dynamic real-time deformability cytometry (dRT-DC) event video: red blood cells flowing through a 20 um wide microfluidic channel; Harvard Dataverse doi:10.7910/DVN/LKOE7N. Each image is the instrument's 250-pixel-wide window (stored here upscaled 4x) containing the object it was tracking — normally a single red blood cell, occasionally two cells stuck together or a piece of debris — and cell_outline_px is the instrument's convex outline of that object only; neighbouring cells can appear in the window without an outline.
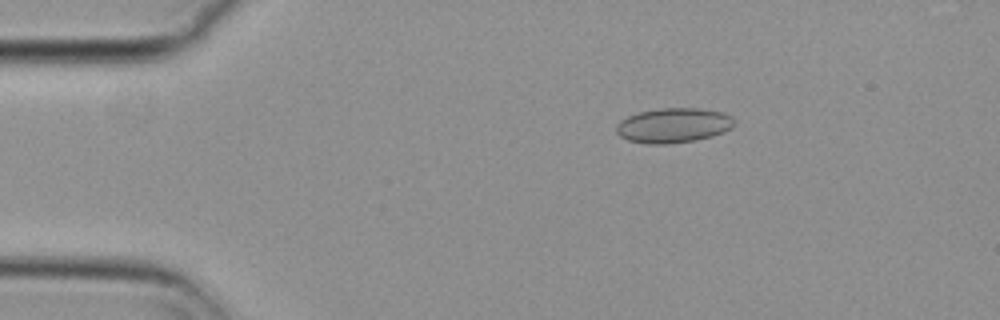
{"species": "common noctule bat (a hibernating species)", "species_latin": "Nyctalus noctula", "temperature_condition": "cold", "stored_images_in_passage": 50, "camera_frame_rate_fps": 3000, "um_per_image_px": 0.085, "animal": {"sex": "female", "body_mass_g": 29.2, "forearm_length_mm": 56.3}, "frame": {"image": 1, "passage_image": 4, "time_ms": 1.0, "image_size_px": [1000, 320], "cell_outline_px": [[736, 120], [732, 128], [724, 132], [712, 136], [696, 140], [668, 144], [648, 144], [628, 140], [620, 136], [616, 132], [616, 124], [620, 120], [628, 116], [640, 112], [660, 108], [696, 108], [724, 112], [732, 116]], "centroid_in_image_um": [57.26, 10.66], "position_along_channel_um": 27.7, "area_um2": 24.1}}
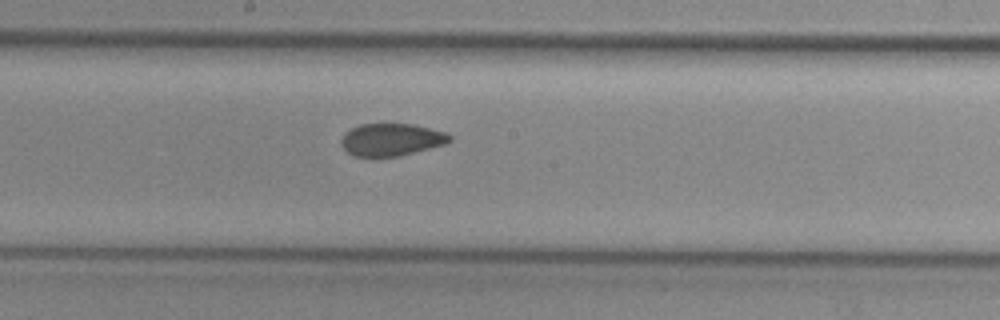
{"frame": {"image": 2, "passage_image": 24, "time_ms": 7.667, "image_size_px": [1000, 320], "cell_outline_px": [[452, 140], [444, 144], [396, 156], [352, 156], [340, 144], [340, 140], [344, 132], [360, 124], [412, 124], [444, 132], [452, 136]], "centroid_in_image_um": [33.21, 11.86], "position_along_channel_um": 215.0, "area_um2": 20.17}}
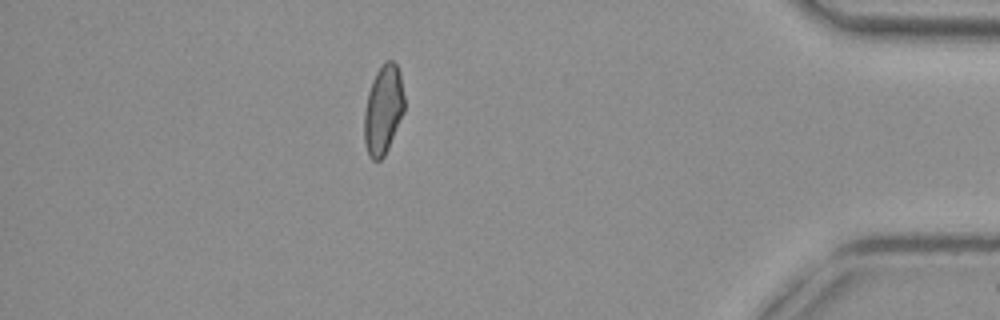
{"frame": {"image": 3, "passage_image": 43, "time_ms": 14.0, "image_size_px": [1000, 320], "cell_outline_px": [[404, 112], [388, 148], [384, 156], [380, 160], [372, 160], [368, 156], [364, 144], [364, 112], [368, 92], [372, 80], [376, 72], [384, 60], [392, 60], [396, 64], [400, 72], [404, 96]], "centroid_in_image_um": [32.56, 9.32], "position_along_channel_um": 402.6, "area_um2": 21.04}, "authors_computed_cell_mechanics": {"area_um2": 21.3282, "velocity_mm_per_s": 3.7016, "shape_relaxation_time_tau1_ms": null, "shape_relaxation_time_tau2_ms": 2.3758, "deformation_change_tau1": null, "deformation_change_tau2": 0.0708}}